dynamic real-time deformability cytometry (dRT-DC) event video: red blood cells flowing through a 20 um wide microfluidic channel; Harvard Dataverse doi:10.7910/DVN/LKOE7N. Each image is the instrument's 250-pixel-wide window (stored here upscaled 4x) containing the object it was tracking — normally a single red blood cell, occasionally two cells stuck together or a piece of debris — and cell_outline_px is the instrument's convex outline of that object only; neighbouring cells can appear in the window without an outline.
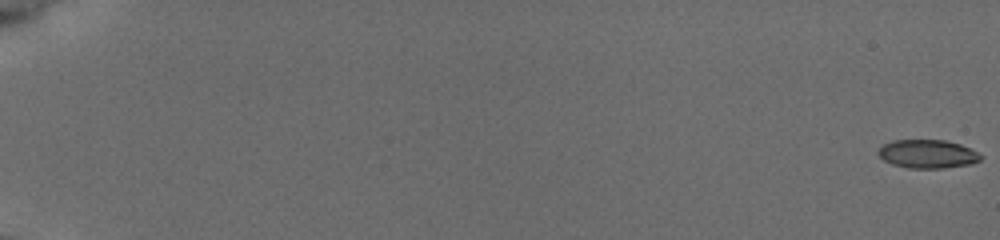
{"species": "common noctule bat (a hibernating species)", "species_latin": "Nyctalus noctula", "temperature_condition": "cold", "stored_images_in_passage": 57, "camera_frame_rate_fps": 3000, "um_per_image_px": 0.085, "animal": {"sex": "female", "body_mass_g": 19.5, "forearm_length_mm": 54.1}, "frame": {"image": 1, "passage_image": 1, "time_ms": 0.0, "image_size_px": [1000, 240], "cell_outline_px": [[984, 156], [980, 160], [968, 164], [944, 168], [908, 168], [892, 164], [884, 160], [876, 152], [884, 144], [892, 140], [944, 140], [960, 144]], "centroid_in_image_um": [78.82, 13.08], "position_along_channel_um": 6.2, "area_um2": 16.88}}
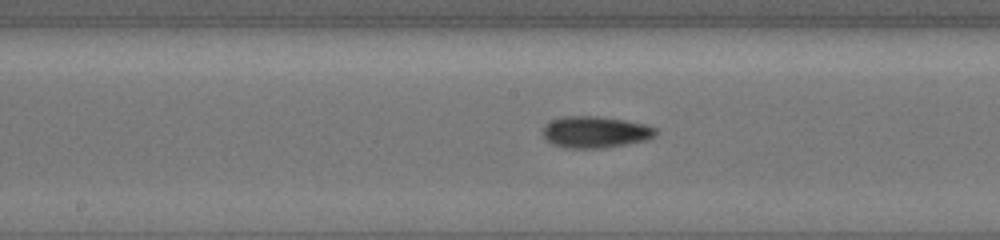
{"frame": {"image": 2, "passage_image": 33, "time_ms": 10.667, "image_size_px": [1000, 240], "cell_outline_px": [[656, 132], [652, 136], [644, 140], [604, 148], [564, 148], [552, 144], [544, 136], [544, 128], [552, 120], [564, 116], [596, 116], [624, 120], [644, 124], [656, 128]], "centroid_in_image_um": [50.58, 11.23], "position_along_channel_um": 197.6, "area_um2": 20.35}}
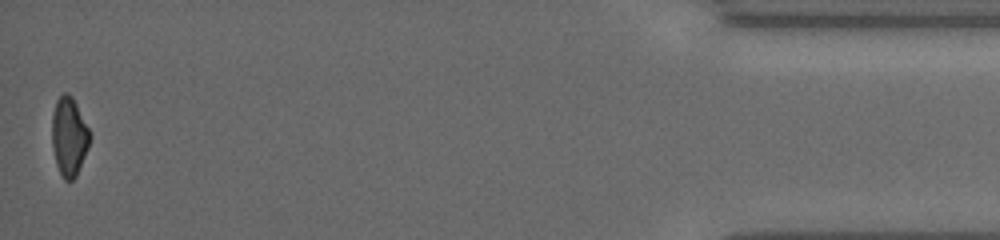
{"frame": {"image": 3, "passage_image": 57, "time_ms": 18.667, "image_size_px": [1000, 240], "cell_outline_px": [[92, 136], [88, 148], [76, 176], [72, 180], [64, 180], [56, 164], [52, 144], [52, 112], [56, 100], [64, 92], [68, 92], [72, 96]], "centroid_in_image_um": [5.87, 11.59], "position_along_channel_um": 429.3, "area_um2": 17.34}, "authors_computed_cell_mechanics": {"area_um2": 18.2648, "velocity_mm_per_s": 3.8227, "shape_relaxation_time_tau1_ms": 3.154, "shape_relaxation_time_tau2_ms": 7.7053, "deformation_change_tau1": 0.1023, "deformation_change_tau2": 0.1461}}